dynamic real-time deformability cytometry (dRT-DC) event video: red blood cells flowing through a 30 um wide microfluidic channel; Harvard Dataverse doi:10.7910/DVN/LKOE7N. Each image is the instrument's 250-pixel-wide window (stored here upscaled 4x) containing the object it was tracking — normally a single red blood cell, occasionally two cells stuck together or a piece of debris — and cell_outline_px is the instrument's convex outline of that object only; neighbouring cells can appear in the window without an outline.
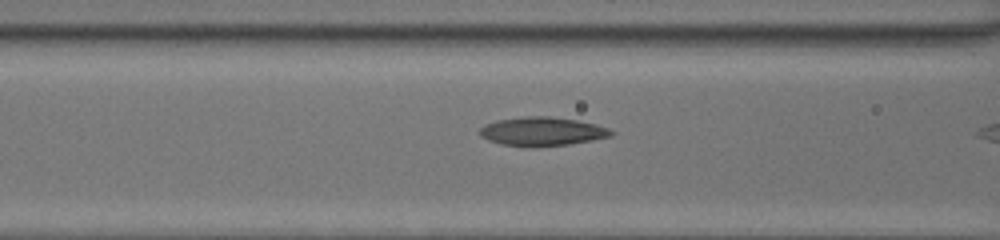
{"species": "common noctule bat (a hibernating species)", "species_latin": "Nyctalus noctula", "temperature_condition": "room temperature", "stored_images_in_passage": 7, "camera_frame_rate_fps": 3000, "um_per_image_px": 0.085, "animal": {"sex": "female", "body_mass_g": 20.0, "forearm_length_mm": 54.0}, "frame": {"image": 1, "passage_image": 6, "time_ms": 1.667, "image_size_px": [1000, 240], "cell_outline_px": [[616, 132], [612, 136], [592, 140], [568, 144], [536, 148], [504, 144], [488, 140], [480, 132], [480, 128], [496, 120], [528, 116], [548, 116], [576, 120], [596, 124], [608, 128]], "centroid_in_image_um": [46.14, 11.18], "position_along_channel_um": 120.5, "area_um2": 21.91}}